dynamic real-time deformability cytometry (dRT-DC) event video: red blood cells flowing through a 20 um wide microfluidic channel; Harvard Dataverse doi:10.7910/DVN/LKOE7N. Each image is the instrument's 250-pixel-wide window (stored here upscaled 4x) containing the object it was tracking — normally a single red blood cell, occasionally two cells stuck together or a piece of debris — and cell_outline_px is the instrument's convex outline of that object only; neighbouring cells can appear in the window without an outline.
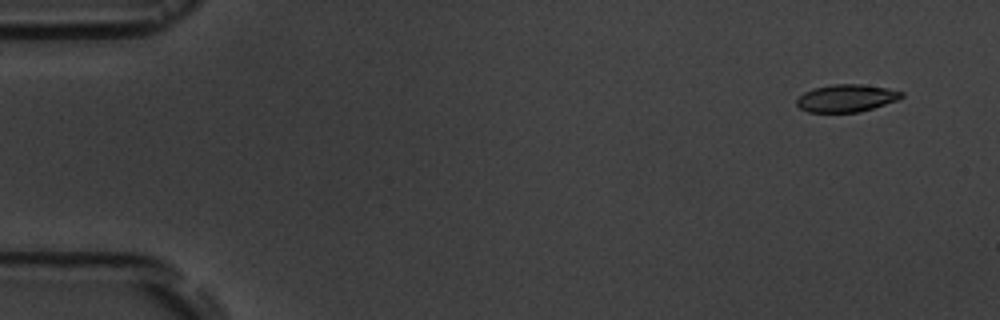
{"species": "common noctule bat (a hibernating species)", "species_latin": "Nyctalus noctula", "temperature_condition": "room temperature", "stored_images_in_passage": 17, "camera_frame_rate_fps": 3000, "um_per_image_px": 0.085, "animal": {"sex": "male", "body_mass_g": 19.5, "forearm_length_mm": 54.6}, "frame": {"image": 1, "passage_image": 2, "time_ms": 1.0, "image_size_px": [1000, 320], "cell_outline_px": [[904, 96], [896, 100], [860, 112], [808, 112], [800, 108], [796, 104], [796, 100], [804, 92], [812, 88], [832, 84], [860, 84], [888, 88], [904, 92]], "centroid_in_image_um": [71.92, 8.33], "position_along_channel_um": 13.1, "area_um2": 16.76}}
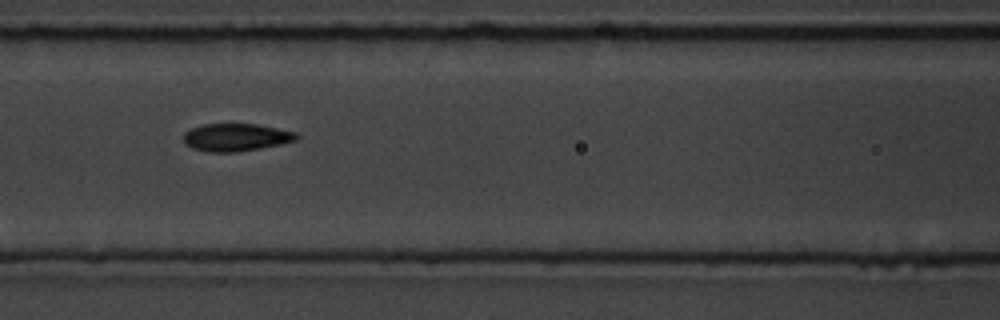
{"frame": {"image": 2, "passage_image": 8, "time_ms": 8.0, "image_size_px": [1000, 320], "cell_outline_px": [[300, 136], [296, 140], [280, 144], [260, 148], [236, 152], [208, 152], [192, 148], [184, 144], [184, 132], [200, 124], [256, 124], [296, 132]], "centroid_in_image_um": [20.03, 11.67], "position_along_channel_um": 146.6, "area_um2": 18.21}}
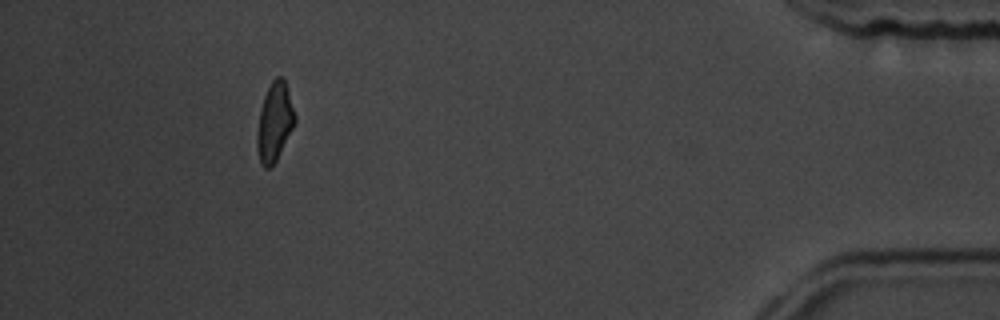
{"frame": {"image": 3, "passage_image": 16, "time_ms": 17.0, "image_size_px": [1000, 320], "cell_outline_px": [[296, 120], [272, 168], [264, 168], [260, 160], [256, 148], [256, 136], [260, 112], [264, 96], [272, 80], [276, 76], [280, 76], [284, 80], [296, 116]], "centroid_in_image_um": [23.32, 10.39], "position_along_channel_um": 411.9, "area_um2": 16.99}, "authors_computed_cell_mechanics": {"area_um2": 17.8024, "velocity_mm_per_s": 3.6277, "shape_relaxation_time_tau1_ms": 2.6101, "shape_relaxation_time_tau2_ms": 3.3145, "deformation_change_tau1": 0.0973, "deformation_change_tau2": 0.0598}}